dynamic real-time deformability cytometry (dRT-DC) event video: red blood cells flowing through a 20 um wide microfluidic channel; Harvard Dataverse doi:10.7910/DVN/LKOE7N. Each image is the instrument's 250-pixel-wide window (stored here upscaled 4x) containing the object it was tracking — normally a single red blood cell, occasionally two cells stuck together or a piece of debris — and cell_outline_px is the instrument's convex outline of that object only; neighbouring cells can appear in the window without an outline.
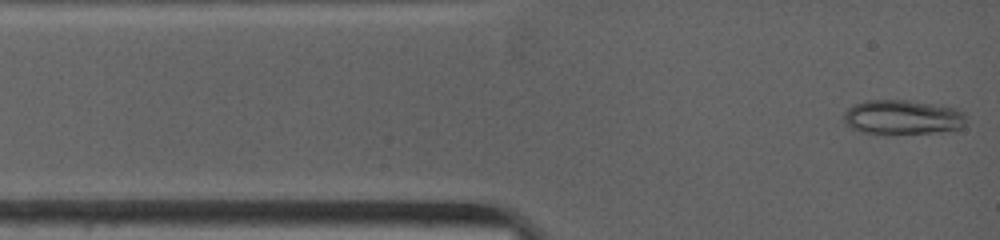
{"species": "common noctule bat (a hibernating species)", "species_latin": "Nyctalus noctula", "temperature_condition": "warm", "stored_images_in_passage": 49, "camera_frame_rate_fps": 4500, "um_per_image_px": 0.085, "animal": {"sex": "female", "body_mass_g": 19.0, "forearm_length_mm": 53.3}, "frame": {"image": 1, "passage_image": 1, "time_ms": 0.0, "image_size_px": [1000, 240], "cell_outline_px": [[964, 124], [960, 128], [932, 132], [888, 136], [860, 132], [852, 128], [844, 120], [844, 112], [848, 108], [864, 100], [908, 100], [956, 108], [964, 112]], "centroid_in_image_um": [76.67, 9.99], "position_along_channel_um": 8.3, "area_um2": 24.91}}
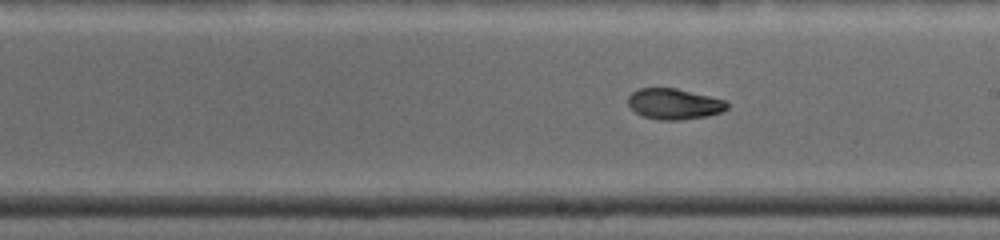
{"frame": {"image": 2, "passage_image": 20, "time_ms": 6.667, "image_size_px": [1000, 240], "cell_outline_px": [[728, 108], [720, 112], [708, 116], [680, 120], [660, 120], [644, 116], [636, 112], [628, 104], [628, 96], [632, 92], [640, 88], [676, 88], [724, 100], [728, 104]], "centroid_in_image_um": [57.29, 8.83], "position_along_channel_um": 231.7, "area_um2": 17.57}}
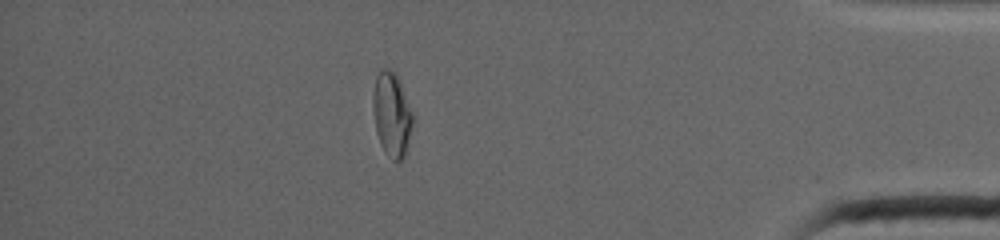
{"frame": {"image": 3, "passage_image": 38, "time_ms": 12.222, "image_size_px": [1000, 240], "cell_outline_px": [[416, 116], [408, 152], [404, 160], [392, 160], [384, 152], [380, 144], [376, 132], [372, 108], [372, 92], [376, 76], [380, 68], [388, 68], [396, 76]], "centroid_in_image_um": [33.34, 9.8], "position_along_channel_um": 401.9, "area_um2": 20.4}, "authors_computed_cell_mechanics": {"area_um2": 18.6116, "velocity_mm_per_s": 3.9529, "shape_relaxation_time_tau1_ms": 10.3043, "shape_relaxation_time_tau2_ms": 1.6159, "deformation_change_tau1": 0.3243, "deformation_change_tau2": 0.0426}}